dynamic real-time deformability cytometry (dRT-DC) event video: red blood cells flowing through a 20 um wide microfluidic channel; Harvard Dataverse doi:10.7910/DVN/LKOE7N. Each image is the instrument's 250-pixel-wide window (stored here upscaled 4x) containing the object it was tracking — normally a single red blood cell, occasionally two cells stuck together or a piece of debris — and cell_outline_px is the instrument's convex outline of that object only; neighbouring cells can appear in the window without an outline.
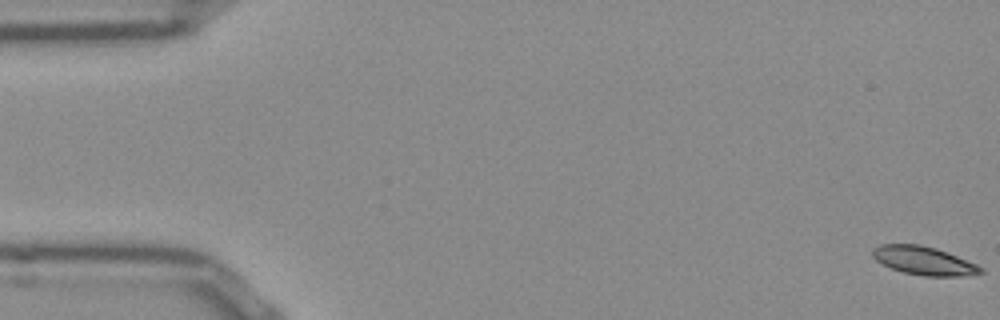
{"species": "Egyptian fruit bat (a non-hibernating species)", "species_latin": "Rousettus aegyptiacus", "temperature_condition": "room temperature", "stored_images_in_passage": 53, "camera_frame_rate_fps": 3000, "um_per_image_px": 0.085, "frame": {"image": 1, "passage_image": 1, "time_ms": 0.0, "image_size_px": [1000, 320], "cell_outline_px": [[984, 272], [972, 276], [924, 276], [904, 272], [892, 268], [876, 260], [872, 256], [872, 248], [880, 244], [920, 244], [936, 248], [976, 264], [984, 268]], "centroid_in_image_um": [78.54, 22.16], "position_along_channel_um": 6.5, "area_um2": 17.92}}
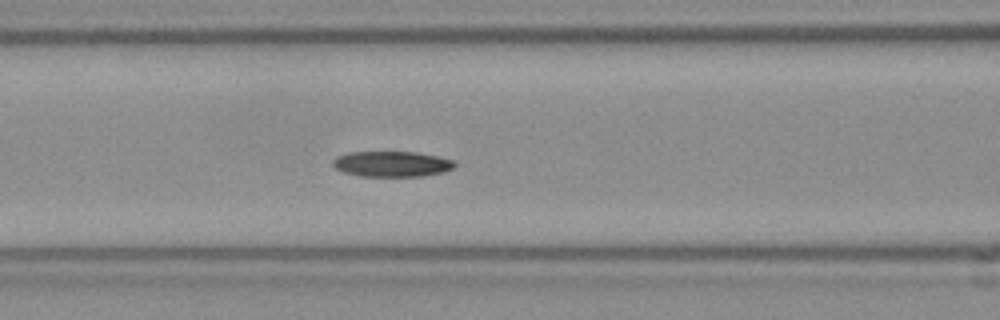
{"frame": {"image": 2, "passage_image": 22, "time_ms": 7.0, "image_size_px": [1000, 320], "cell_outline_px": [[456, 164], [452, 168], [444, 172], [420, 176], [360, 176], [344, 172], [336, 168], [332, 164], [332, 160], [336, 156], [348, 152], [416, 152], [436, 156], [452, 160]], "centroid_in_image_um": [33.27, 13.93], "position_along_channel_um": 133.3, "area_um2": 18.03}}
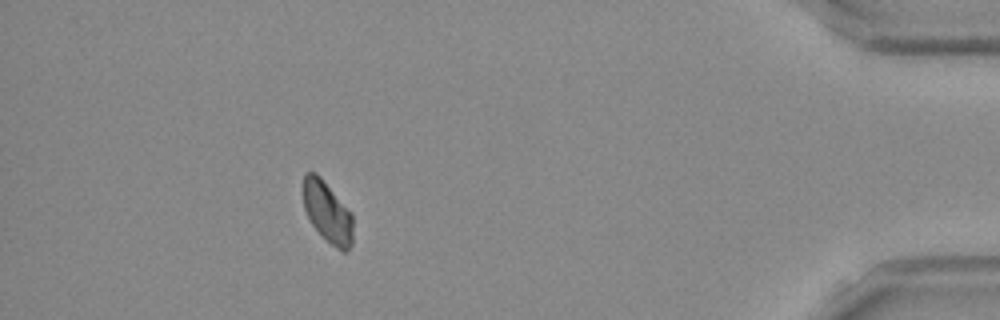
{"frame": {"image": 3, "passage_image": 48, "time_ms": 15.667, "image_size_px": [1000, 320], "cell_outline_px": [[352, 244], [344, 252], [340, 252], [312, 224], [304, 208], [304, 176], [308, 172], [316, 172], [320, 176], [352, 212]], "centroid_in_image_um": [27.86, 18.01], "position_along_channel_um": 407.3, "area_um2": 17.4}}